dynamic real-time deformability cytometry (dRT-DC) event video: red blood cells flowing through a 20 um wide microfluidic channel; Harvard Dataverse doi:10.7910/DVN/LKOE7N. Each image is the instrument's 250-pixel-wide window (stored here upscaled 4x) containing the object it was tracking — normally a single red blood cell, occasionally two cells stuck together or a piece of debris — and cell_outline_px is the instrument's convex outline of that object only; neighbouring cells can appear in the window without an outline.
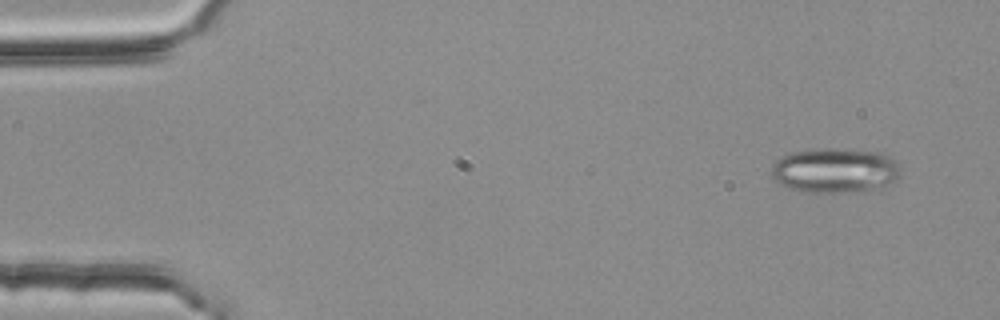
{"species": "common noctule bat (a hibernating species)", "species_latin": "Nyctalus noctula", "temperature_condition": "room temperature", "stored_images_in_passage": 4, "camera_frame_rate_fps": 3000, "um_per_image_px": 0.085, "animal": {"sex": "female", "body_mass_g": 25.1}, "frame": {"image": 1, "passage_image": 1, "time_ms": 0.0, "image_size_px": [1000, 320], "cell_outline_px": [[900, 176], [896, 180], [888, 184], [872, 188], [840, 192], [804, 192], [792, 188], [772, 180], [772, 164], [776, 160], [792, 152], [816, 148], [824, 148], [880, 152], [892, 156], [900, 168]], "centroid_in_image_um": [70.96, 14.46], "position_along_channel_um": 14.0, "area_um2": 33.41}}